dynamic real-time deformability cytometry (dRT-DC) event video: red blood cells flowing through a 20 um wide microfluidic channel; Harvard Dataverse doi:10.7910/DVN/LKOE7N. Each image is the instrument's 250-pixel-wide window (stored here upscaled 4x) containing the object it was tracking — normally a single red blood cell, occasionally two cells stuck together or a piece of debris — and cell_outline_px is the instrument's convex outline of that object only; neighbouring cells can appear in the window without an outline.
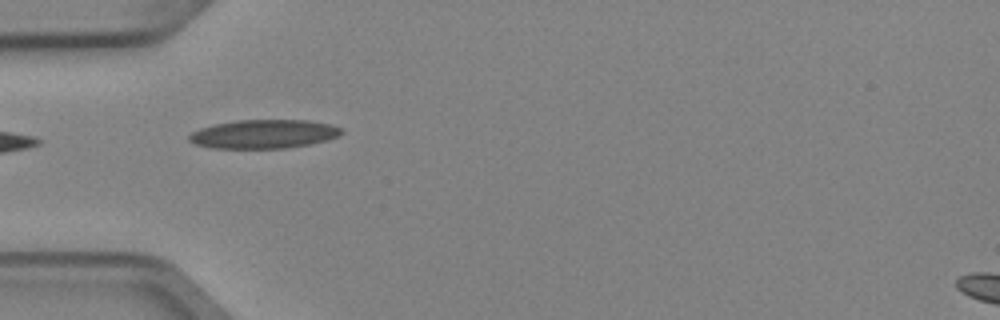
{"species": "Egyptian fruit bat (a non-hibernating species)", "species_latin": "Rousettus aegyptiacus", "temperature_condition": "cold", "stored_images_in_passage": 4, "camera_frame_rate_fps": 3000, "um_per_image_px": 0.085, "animal": {"sex": "female"}, "frame": {"image": 1, "passage_image": 1, "time_ms": 0.0, "image_size_px": [1000, 320], "cell_outline_px": [[344, 132], [336, 136], [324, 140], [308, 144], [284, 148], [212, 148], [196, 144], [188, 140], [188, 136], [192, 132], [200, 128], [216, 124], [236, 120], [308, 120], [332, 124], [340, 128]], "centroid_in_image_um": [22.4, 11.38], "position_along_channel_um": 62.6, "area_um2": 25.32}}
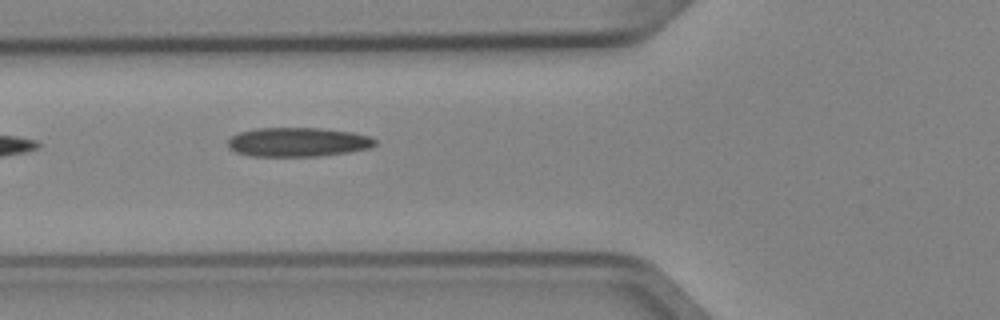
{"frame": {"image": 2, "passage_image": 2, "time_ms": 0.333, "image_size_px": [1000, 320], "cell_outline_px": [[376, 144], [368, 148], [348, 152], [320, 156], [248, 156], [236, 152], [228, 148], [228, 140], [232, 136], [240, 132], [256, 128], [320, 128], [352, 132], [368, 136], [376, 140]], "centroid_in_image_um": [25.29, 12.08], "position_along_channel_um": 100.5, "area_um2": 24.97}}